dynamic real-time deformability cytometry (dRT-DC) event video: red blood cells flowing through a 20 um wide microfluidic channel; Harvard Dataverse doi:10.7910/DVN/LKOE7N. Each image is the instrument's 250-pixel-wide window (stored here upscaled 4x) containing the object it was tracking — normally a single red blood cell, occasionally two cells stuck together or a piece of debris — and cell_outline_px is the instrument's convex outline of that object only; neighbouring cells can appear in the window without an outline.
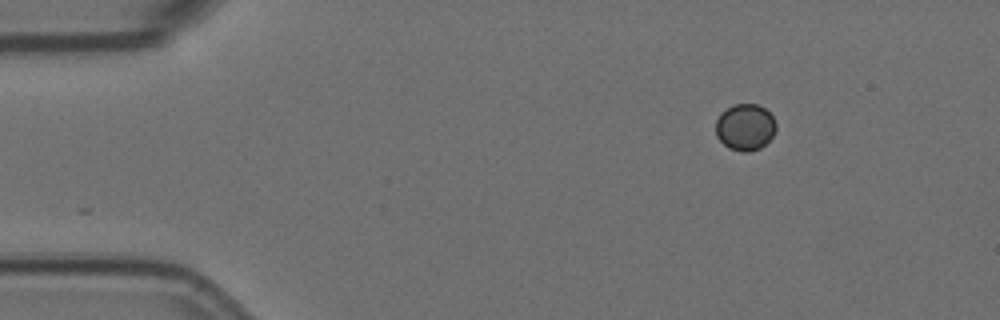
{"species": "Egyptian fruit bat (a non-hibernating species)", "species_latin": "Rousettus aegyptiacus", "temperature_condition": "room temperature", "stored_images_in_passage": 51, "segment_of_instrument_passage": [1, 2], "camera_frame_rate_fps": 3000, "um_per_image_px": 0.085, "animal": {"sex": "female"}, "frame": {"image": 1, "passage_image": 1, "time_ms": 0.0, "image_size_px": [1000, 320], "cell_outline_px": [[776, 128], [772, 136], [760, 148], [748, 152], [744, 152], [728, 148], [716, 136], [716, 120], [720, 112], [732, 104], [756, 104], [764, 108], [772, 116], [776, 124]], "centroid_in_image_um": [63.31, 10.79], "position_along_channel_um": 21.7, "area_um2": 16.36}}
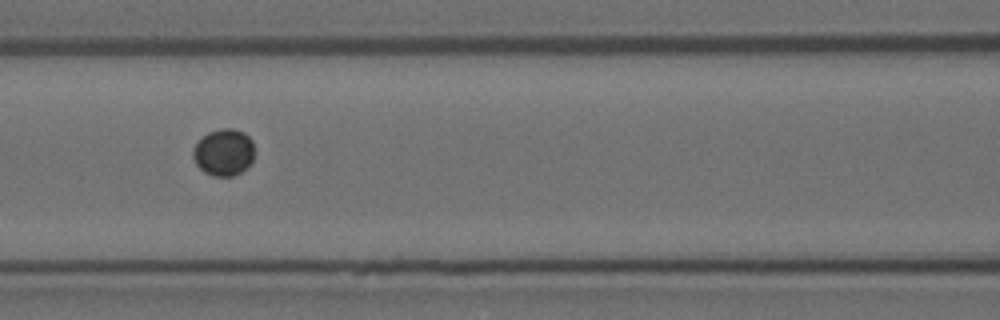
{"frame": {"image": 2, "passage_image": 18, "time_ms": 5.667, "image_size_px": [1000, 320], "cell_outline_px": [[252, 160], [240, 172], [232, 176], [212, 176], [204, 172], [196, 164], [192, 156], [192, 152], [196, 144], [208, 132], [220, 128], [232, 128], [244, 132], [252, 140]], "centroid_in_image_um": [18.99, 12.94], "position_along_channel_um": 147.6, "area_um2": 16.53}}
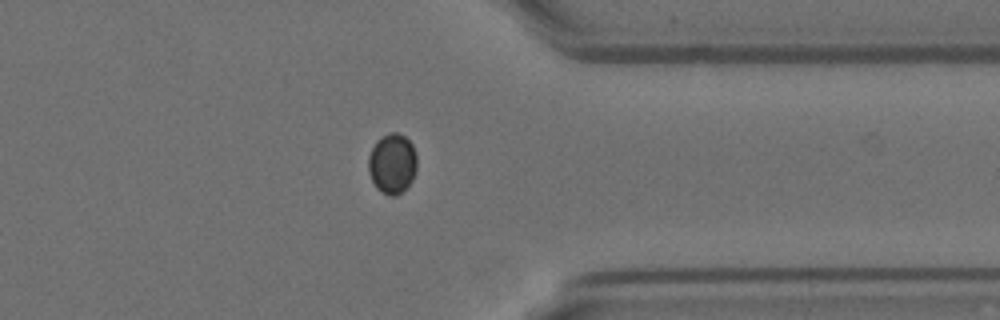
{"frame": {"image": 3, "passage_image": 38, "time_ms": 12.333, "image_size_px": [1000, 320], "cell_outline_px": [[416, 172], [412, 180], [396, 196], [392, 196], [376, 188], [368, 172], [368, 156], [376, 140], [392, 132], [396, 132], [404, 136], [412, 144], [416, 152]], "centroid_in_image_um": [33.33, 13.89], "position_along_channel_um": 378.1, "area_um2": 16.88}}